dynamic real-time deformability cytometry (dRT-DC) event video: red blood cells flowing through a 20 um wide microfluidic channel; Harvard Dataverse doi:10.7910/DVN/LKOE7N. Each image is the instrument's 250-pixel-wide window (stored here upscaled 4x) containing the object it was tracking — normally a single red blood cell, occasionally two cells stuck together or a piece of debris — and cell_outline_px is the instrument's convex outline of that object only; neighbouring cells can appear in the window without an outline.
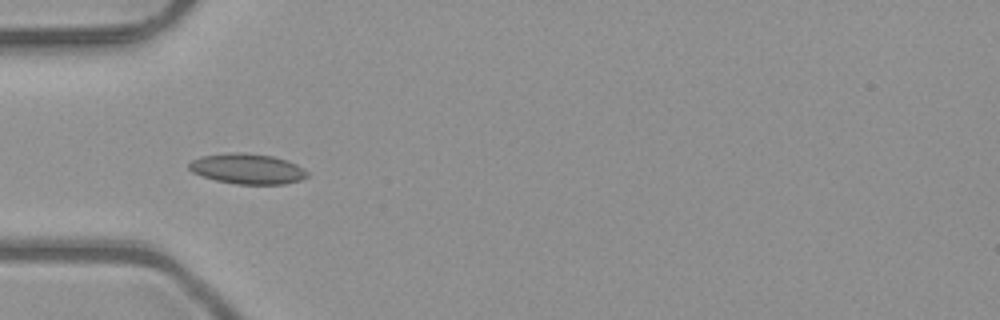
{"species": "common noctule bat (a hibernating species)", "species_latin": "Nyctalus noctula", "temperature_condition": "room temperature", "stored_images_in_passage": 6, "camera_frame_rate_fps": 3000, "um_per_image_px": 0.085, "animal": {"sex": "male", "body_mass_g": 23.1, "forearm_length_mm": 52.7}, "frame": {"image": 1, "passage_image": 5, "time_ms": 1.333, "image_size_px": [1000, 320], "cell_outline_px": [[308, 176], [300, 180], [284, 184], [236, 184], [216, 180], [200, 176], [192, 172], [188, 168], [188, 164], [192, 160], [200, 156], [236, 152], [244, 152], [272, 156], [288, 160], [304, 168], [308, 172]], "centroid_in_image_um": [21.02, 14.35], "position_along_channel_um": 64.0, "area_um2": 21.04}}
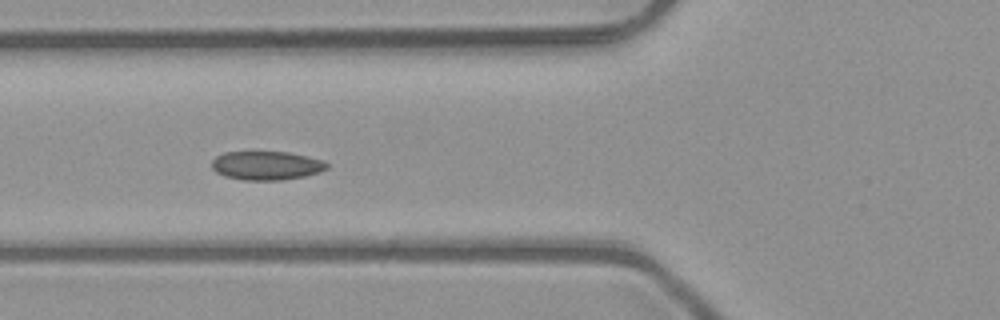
{"frame": {"image": 2, "passage_image": 6, "time_ms": 1.667, "image_size_px": [1000, 320], "cell_outline_px": [[328, 168], [320, 172], [304, 176], [280, 180], [244, 180], [224, 176], [216, 172], [212, 168], [212, 160], [216, 156], [224, 152], [288, 152], [308, 156], [324, 160], [328, 164]], "centroid_in_image_um": [22.66, 14.07], "position_along_channel_um": 103.1, "area_um2": 19.36}}